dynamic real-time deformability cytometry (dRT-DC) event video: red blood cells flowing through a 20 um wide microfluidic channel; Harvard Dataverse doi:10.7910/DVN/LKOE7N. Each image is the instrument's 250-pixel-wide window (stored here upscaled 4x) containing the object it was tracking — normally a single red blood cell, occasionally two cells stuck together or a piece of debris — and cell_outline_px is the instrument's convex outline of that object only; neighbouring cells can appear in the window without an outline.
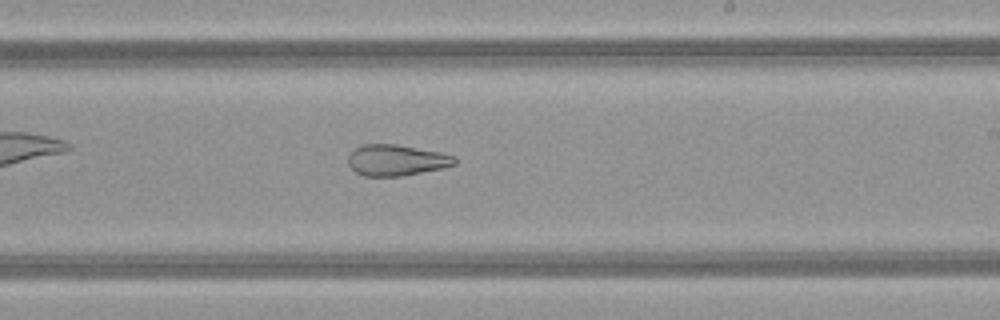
{"species": "common noctule bat (a hibernating species)", "species_latin": "Nyctalus noctula", "temperature_condition": "warm", "stored_images_in_passage": 50, "camera_frame_rate_fps": 3000, "um_per_image_px": 0.085, "animal": {"sex": "female", "body_mass_g": 21.9}, "frame": {"image": 1, "passage_image": 29, "time_ms": 9.333, "image_size_px": [1000, 320], "cell_outline_px": [[456, 164], [444, 168], [404, 176], [364, 176], [356, 172], [348, 164], [348, 156], [360, 144], [396, 144], [440, 152], [456, 156]], "centroid_in_image_um": [33.71, 13.62], "position_along_channel_um": 255.3, "area_um2": 19.42}}